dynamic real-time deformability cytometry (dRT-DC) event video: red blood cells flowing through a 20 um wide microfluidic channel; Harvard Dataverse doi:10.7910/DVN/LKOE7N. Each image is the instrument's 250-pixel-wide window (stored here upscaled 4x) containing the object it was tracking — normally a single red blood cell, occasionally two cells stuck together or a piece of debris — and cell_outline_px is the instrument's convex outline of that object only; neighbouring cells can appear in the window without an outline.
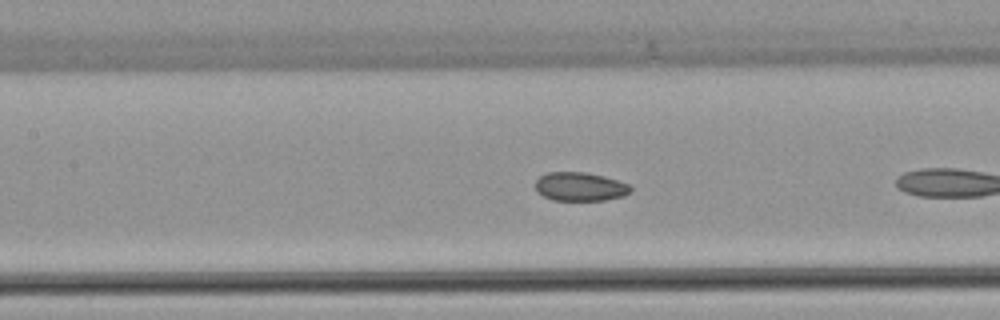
{"species": "common noctule bat (a hibernating species)", "species_latin": "Nyctalus noctula", "temperature_condition": "warm", "stored_images_in_passage": 10, "camera_frame_rate_fps": 3000, "um_per_image_px": 0.085, "animal": {"sex": "female", "body_mass_g": 22.7, "forearm_length_mm": 54.2}, "frame": {"image": 1, "passage_image": 9, "time_ms": 2.667, "image_size_px": [1000, 320], "cell_outline_px": [[632, 192], [624, 196], [604, 200], [552, 200], [544, 196], [536, 188], [536, 180], [540, 176], [548, 172], [584, 172], [604, 176], [628, 184], [632, 188]], "centroid_in_image_um": [49.33, 15.86], "position_along_channel_um": 158.1, "area_um2": 15.84}}